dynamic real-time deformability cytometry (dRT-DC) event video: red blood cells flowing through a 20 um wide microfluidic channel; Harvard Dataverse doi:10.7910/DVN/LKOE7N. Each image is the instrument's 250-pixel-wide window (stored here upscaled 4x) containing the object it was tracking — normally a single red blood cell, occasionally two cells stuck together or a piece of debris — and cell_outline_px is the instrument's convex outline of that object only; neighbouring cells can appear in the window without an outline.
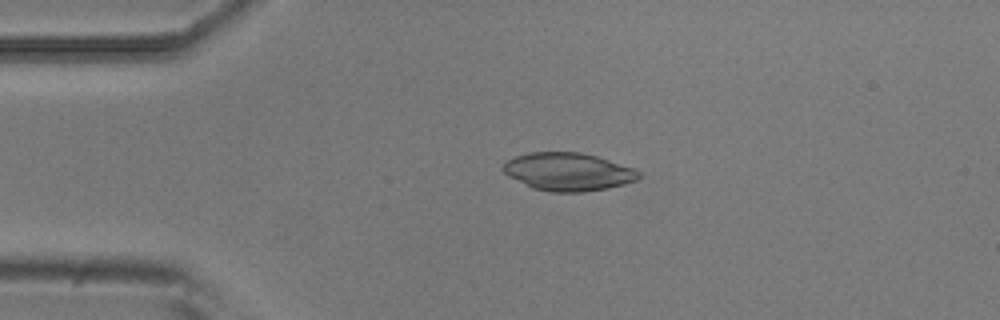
{"species": "common noctule bat (a hibernating species)", "species_latin": "Nyctalus noctula", "temperature_condition": "room temperature", "stored_images_in_passage": 4, "camera_frame_rate_fps": 3000, "um_per_image_px": 0.085, "animal": {"sex": "male", "body_mass_g": 20.5, "forearm_length_mm": 52.5}, "frame": {"image": 1, "passage_image": 3, "time_ms": 0.667, "image_size_px": [1000, 320], "cell_outline_px": [[640, 176], [636, 180], [624, 184], [608, 188], [580, 192], [552, 192], [532, 188], [508, 176], [500, 168], [504, 160], [528, 152], [580, 152], [596, 156], [632, 168], [640, 172]], "centroid_in_image_um": [48.22, 14.59], "position_along_channel_um": 36.8, "area_um2": 30.0}}